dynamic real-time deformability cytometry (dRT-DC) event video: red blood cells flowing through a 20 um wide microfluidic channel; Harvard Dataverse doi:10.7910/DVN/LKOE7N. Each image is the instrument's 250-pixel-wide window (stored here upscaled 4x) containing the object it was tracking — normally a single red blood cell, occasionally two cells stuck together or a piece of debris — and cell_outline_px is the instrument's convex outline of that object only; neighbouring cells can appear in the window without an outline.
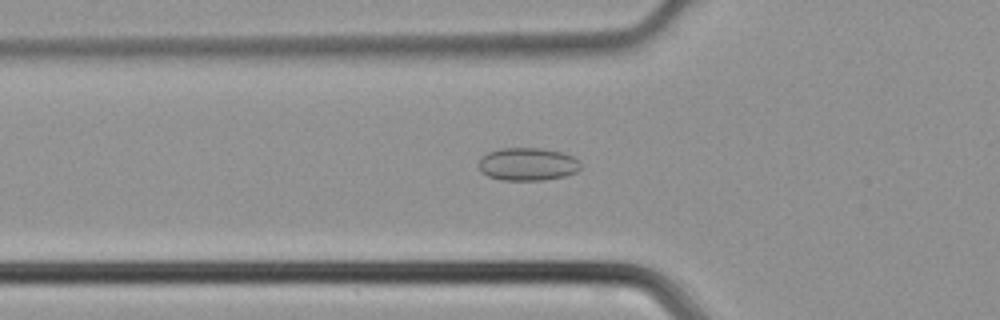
{"species": "common noctule bat (a hibernating species)", "species_latin": "Nyctalus noctula", "temperature_condition": "cold", "stored_images_in_passage": 45, "camera_frame_rate_fps": 3000, "um_per_image_px": 0.085, "animal": {"sex": "male", "body_mass_g": 21.5, "forearm_length_mm": 52.0}, "frame": {"image": 1, "passage_image": 15, "time_ms": 4.667, "image_size_px": [1000, 320], "cell_outline_px": [[580, 168], [576, 172], [568, 176], [544, 180], [504, 180], [488, 176], [480, 172], [476, 164], [480, 156], [488, 152], [500, 148], [544, 148], [560, 152], [572, 156], [580, 160]], "centroid_in_image_um": [44.81, 13.95], "position_along_channel_um": 81.0, "area_um2": 19.94}}
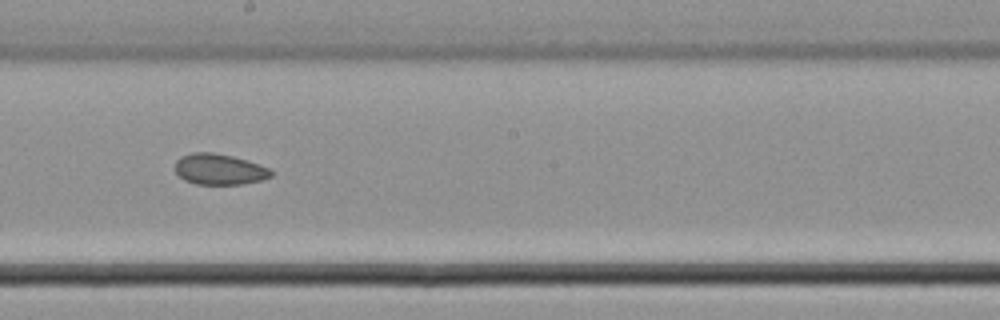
{"frame": {"image": 2, "passage_image": 25, "time_ms": 8.0, "image_size_px": [1000, 320], "cell_outline_px": [[272, 176], [260, 180], [240, 184], [196, 184], [184, 180], [176, 172], [176, 160], [180, 156], [192, 152], [212, 152], [232, 156], [272, 168]], "centroid_in_image_um": [18.64, 14.38], "position_along_channel_um": 229.6, "area_um2": 17.22}}
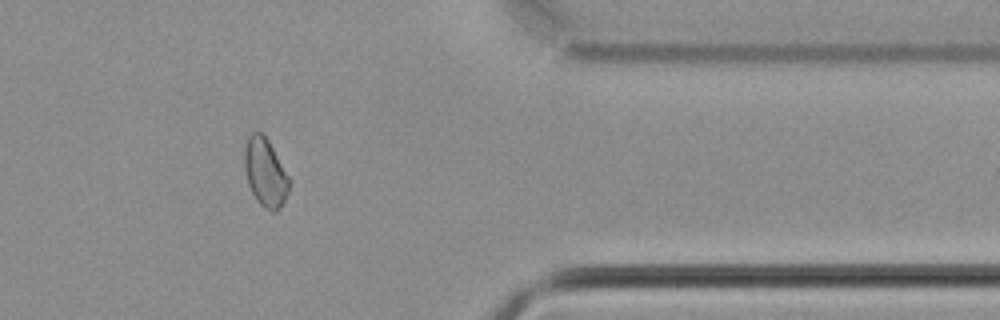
{"frame": {"image": 3, "passage_image": 37, "time_ms": 12.0, "image_size_px": [1000, 320], "cell_outline_px": [[292, 180], [288, 192], [284, 200], [276, 212], [272, 212], [264, 208], [256, 200], [248, 184], [244, 168], [244, 148], [248, 136], [252, 132], [260, 132], [268, 140]], "centroid_in_image_um": [22.56, 14.67], "position_along_channel_um": 388.8, "area_um2": 17.98}}